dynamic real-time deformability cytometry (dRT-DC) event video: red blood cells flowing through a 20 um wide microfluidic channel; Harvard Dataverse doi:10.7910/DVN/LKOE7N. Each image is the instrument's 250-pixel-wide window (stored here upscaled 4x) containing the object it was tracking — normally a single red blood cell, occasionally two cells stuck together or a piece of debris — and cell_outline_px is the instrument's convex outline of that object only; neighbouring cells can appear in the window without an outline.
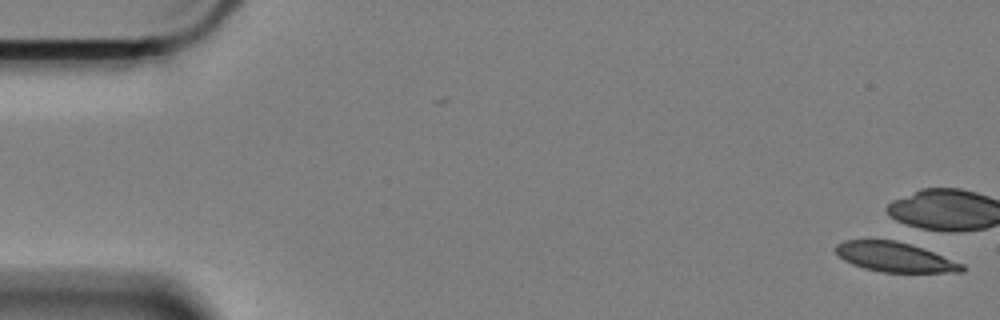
{"species": "Egyptian fruit bat (a non-hibernating species)", "species_latin": "Rousettus aegyptiacus", "temperature_condition": "cold", "stored_images_in_passage": 3, "camera_frame_rate_fps": 3000, "um_per_image_px": 0.085, "animal": {"sex": "female"}, "frame": {"image": 1, "passage_image": 1, "time_ms": 0.0, "image_size_px": [1000, 320], "cell_outline_px": [[964, 272], [880, 272], [864, 268], [852, 264], [844, 260], [832, 248], [836, 244], [844, 240], [892, 240], [908, 244], [932, 252], [964, 264]], "centroid_in_image_um": [76.01, 21.86], "position_along_channel_um": 9.0, "area_um2": 21.56}}